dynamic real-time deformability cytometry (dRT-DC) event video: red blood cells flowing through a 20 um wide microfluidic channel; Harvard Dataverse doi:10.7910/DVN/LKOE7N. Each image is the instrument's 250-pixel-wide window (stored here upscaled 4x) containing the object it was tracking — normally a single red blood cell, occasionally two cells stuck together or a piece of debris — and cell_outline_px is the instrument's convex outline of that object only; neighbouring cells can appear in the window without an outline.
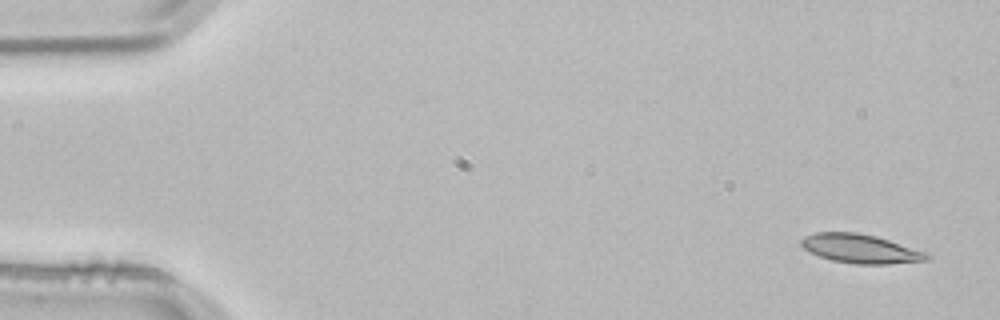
{"species": "common noctule bat (a hibernating species)", "species_latin": "Nyctalus noctula", "temperature_condition": "room temperature", "stored_images_in_passage": 4, "camera_frame_rate_fps": 3000, "um_per_image_px": 0.085, "animal": {"sex": "male", "body_mass_g": 21.5, "forearm_length_mm": 52.0}, "frame": {"image": 1, "passage_image": 1, "time_ms": 0.0, "image_size_px": [1000, 320], "cell_outline_px": [[932, 256], [928, 260], [888, 264], [856, 264], [832, 260], [820, 256], [804, 248], [800, 244], [800, 240], [804, 236], [816, 232], [856, 232], [876, 236], [928, 252]], "centroid_in_image_um": [73.18, 21.13], "position_along_channel_um": 11.8, "area_um2": 21.21}}
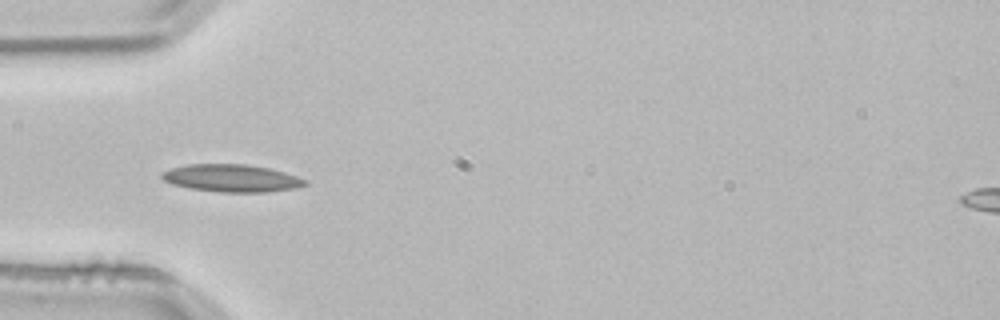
{"frame": {"image": 2, "passage_image": 4, "time_ms": 1.0, "image_size_px": [1000, 320], "cell_outline_px": [[308, 184], [296, 188], [268, 192], [220, 192], [188, 188], [172, 184], [164, 180], [160, 176], [160, 172], [172, 168], [188, 164], [248, 164], [268, 168], [284, 172], [308, 180]], "centroid_in_image_um": [19.68, 15.14], "position_along_channel_um": 65.3, "area_um2": 23.06}}